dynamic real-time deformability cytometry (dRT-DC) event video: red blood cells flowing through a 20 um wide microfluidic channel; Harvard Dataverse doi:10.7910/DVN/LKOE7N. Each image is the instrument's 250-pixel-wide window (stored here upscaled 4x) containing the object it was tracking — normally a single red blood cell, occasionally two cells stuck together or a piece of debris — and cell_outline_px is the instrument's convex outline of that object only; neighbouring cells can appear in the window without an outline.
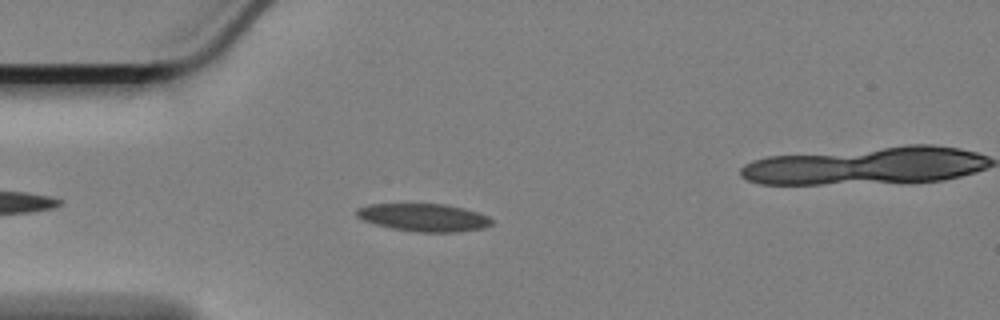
{"species": "Egyptian fruit bat (a non-hibernating species)", "species_latin": "Rousettus aegyptiacus", "temperature_condition": "cold", "stored_images_in_passage": 34, "camera_frame_rate_fps": 3000, "um_per_image_px": 0.085, "animal": {"sex": "female"}, "frame": {"image": 1, "passage_image": 7, "time_ms": 2.0, "image_size_px": [1000, 320], "cell_outline_px": [[492, 224], [484, 228], [460, 232], [416, 232], [392, 228], [376, 224], [364, 220], [356, 216], [356, 208], [368, 204], [444, 204], [476, 212], [488, 216], [492, 220]], "centroid_in_image_um": [36.0, 18.49], "position_along_channel_um": 49.0, "area_um2": 21.73}}
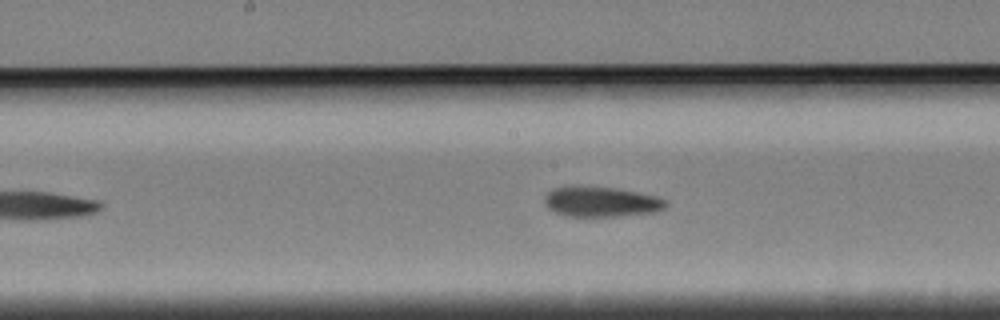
{"frame": {"image": 2, "passage_image": 21, "time_ms": 6.667, "image_size_px": [1000, 320], "cell_outline_px": [[668, 204], [664, 208], [656, 212], [616, 216], [564, 216], [548, 208], [544, 200], [544, 196], [552, 188], [612, 188], [636, 192], [656, 196], [664, 200]], "centroid_in_image_um": [51.11, 17.18], "position_along_channel_um": 197.1, "area_um2": 20.63}}
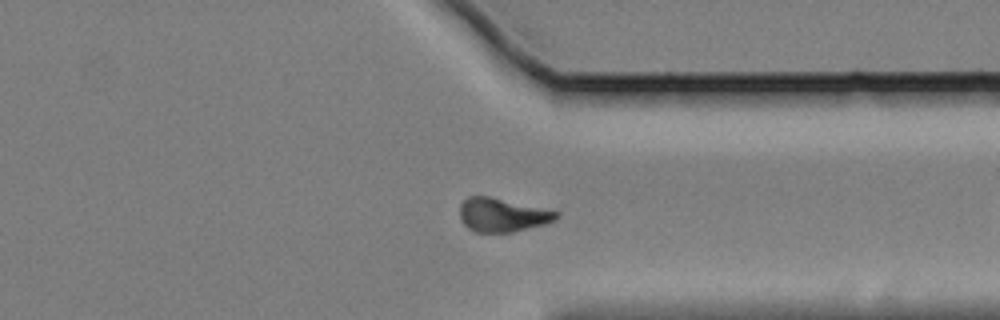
{"frame": {"image": 3, "passage_image": 32, "time_ms": 10.333, "image_size_px": [1000, 320], "cell_outline_px": [[560, 216], [544, 224], [512, 232], [476, 232], [468, 228], [460, 220], [460, 204], [468, 196], [488, 196], [560, 212]], "centroid_in_image_um": [42.66, 18.27], "position_along_channel_um": 368.7, "area_um2": 18.73}}